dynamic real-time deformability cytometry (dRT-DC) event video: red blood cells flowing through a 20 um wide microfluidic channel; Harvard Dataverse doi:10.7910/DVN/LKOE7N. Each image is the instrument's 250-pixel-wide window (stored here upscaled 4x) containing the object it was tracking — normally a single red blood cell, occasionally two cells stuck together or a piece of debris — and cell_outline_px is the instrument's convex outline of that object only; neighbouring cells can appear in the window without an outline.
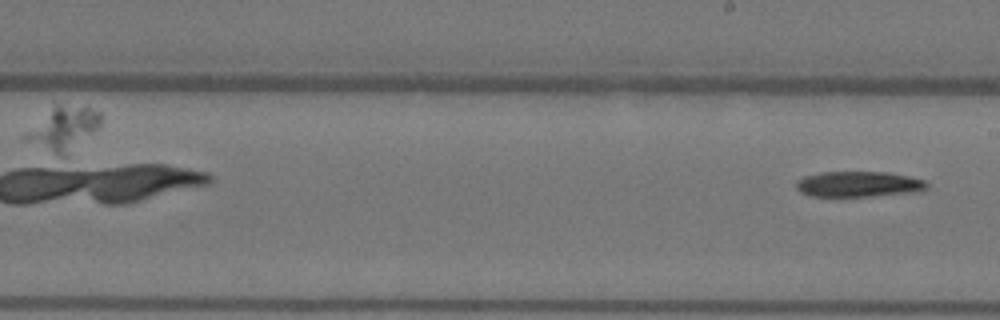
{"species": "Egyptian fruit bat (a non-hibernating species)", "species_latin": "Rousettus aegyptiacus", "temperature_condition": "warm", "stored_images_in_passage": 9, "camera_frame_rate_fps": 3000, "um_per_image_px": 0.085, "animal": {"sex": "female"}, "frame": {"image": 1, "passage_image": 9, "time_ms": 2.667, "image_size_px": [1000, 320], "cell_outline_px": [[928, 188], [924, 192], [872, 196], [812, 196], [800, 192], [796, 188], [796, 180], [804, 176], [820, 172], [888, 172], [908, 176], [924, 180], [928, 184]], "centroid_in_image_um": [73.02, 15.66], "position_along_channel_um": 216.0, "area_um2": 19.77}}